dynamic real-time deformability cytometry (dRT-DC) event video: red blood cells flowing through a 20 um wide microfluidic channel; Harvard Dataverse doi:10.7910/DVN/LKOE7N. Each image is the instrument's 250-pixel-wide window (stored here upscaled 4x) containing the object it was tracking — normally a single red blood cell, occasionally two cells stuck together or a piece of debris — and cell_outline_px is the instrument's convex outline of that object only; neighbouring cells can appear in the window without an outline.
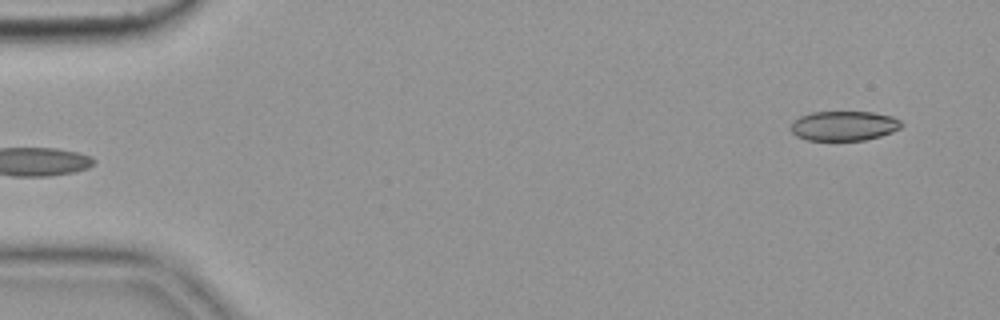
{"species": "common noctule bat (a hibernating species)", "species_latin": "Nyctalus noctula", "temperature_condition": "cold", "stored_images_in_passage": 5, "segment_of_instrument_passage": [2, 2], "camera_frame_rate_fps": 3000, "um_per_image_px": 0.085, "animal": {"sex": "female", "body_mass_g": 19.9}, "frame": {"image": 1, "passage_image": 5, "time_ms": 1.333, "image_size_px": [1000, 320], "cell_outline_px": [[904, 124], [900, 128], [892, 132], [880, 136], [864, 140], [808, 140], [796, 136], [788, 128], [800, 116], [812, 112], [872, 112], [892, 116], [900, 120]], "centroid_in_image_um": [71.74, 10.69], "position_along_channel_um": 13.3, "area_um2": 19.13}}